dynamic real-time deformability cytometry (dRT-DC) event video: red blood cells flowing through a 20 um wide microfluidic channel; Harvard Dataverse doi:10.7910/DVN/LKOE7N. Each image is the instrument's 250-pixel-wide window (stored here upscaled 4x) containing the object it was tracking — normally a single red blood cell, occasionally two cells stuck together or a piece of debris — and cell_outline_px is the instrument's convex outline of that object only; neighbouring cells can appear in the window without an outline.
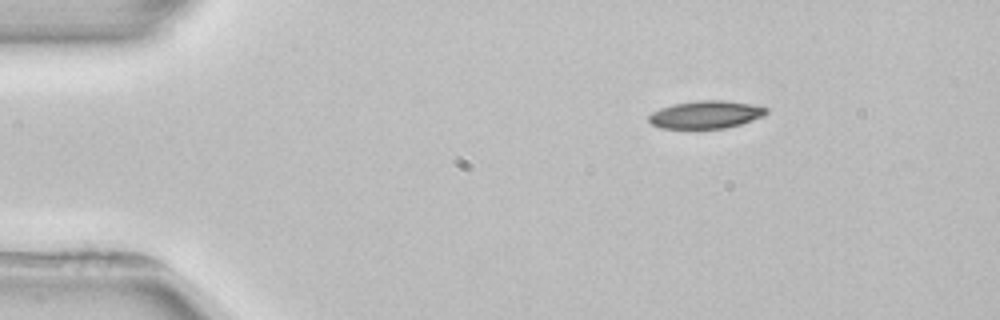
{"species": "common noctule bat (a hibernating species)", "species_latin": "Nyctalus noctula", "temperature_condition": "room temperature", "stored_images_in_passage": 2, "camera_frame_rate_fps": 3000, "um_per_image_px": 0.085, "animal": {"sex": "female", "body_mass_g": 22.7, "forearm_length_mm": 54.2}, "frame": {"image": 1, "passage_image": 1, "time_ms": 0.0, "image_size_px": [1000, 320], "cell_outline_px": [[768, 112], [764, 116], [740, 124], [724, 128], [660, 128], [652, 124], [648, 120], [648, 116], [652, 112], [660, 108], [672, 104], [696, 100], [724, 100], [752, 104], [768, 108]], "centroid_in_image_um": [59.99, 9.73], "position_along_channel_um": 25.0, "area_um2": 19.02}}